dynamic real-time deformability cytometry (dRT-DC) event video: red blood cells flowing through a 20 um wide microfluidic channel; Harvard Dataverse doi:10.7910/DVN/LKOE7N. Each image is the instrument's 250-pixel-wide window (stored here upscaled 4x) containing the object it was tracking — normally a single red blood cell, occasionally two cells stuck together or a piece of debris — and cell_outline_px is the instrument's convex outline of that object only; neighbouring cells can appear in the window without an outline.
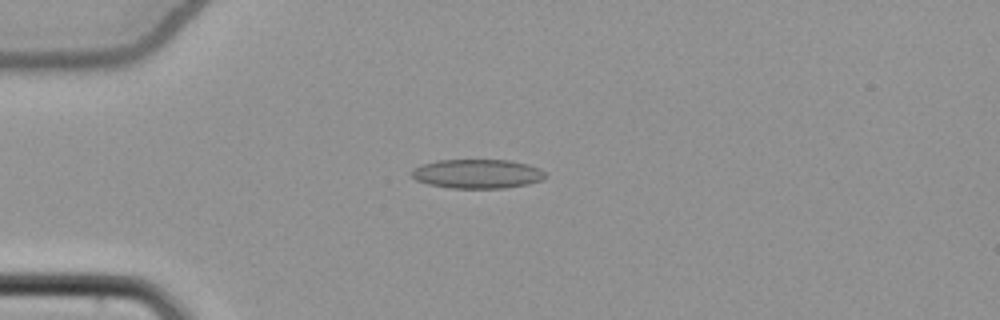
{"species": "common noctule bat (a hibernating species)", "species_latin": "Nyctalus noctula", "temperature_condition": "cold", "stored_images_in_passage": 54, "camera_frame_rate_fps": 3000, "um_per_image_px": 0.085, "animal": {"sex": "female", "body_mass_g": 22.7, "forearm_length_mm": 54.2}, "frame": {"image": 1, "passage_image": 15, "time_ms": 4.667, "image_size_px": [1000, 320], "cell_outline_px": [[548, 176], [544, 180], [528, 184], [504, 188], [452, 188], [428, 184], [416, 180], [412, 176], [412, 168], [436, 160], [512, 160], [528, 164], [540, 168]], "centroid_in_image_um": [40.62, 14.77], "position_along_channel_um": 44.4, "area_um2": 22.89}}
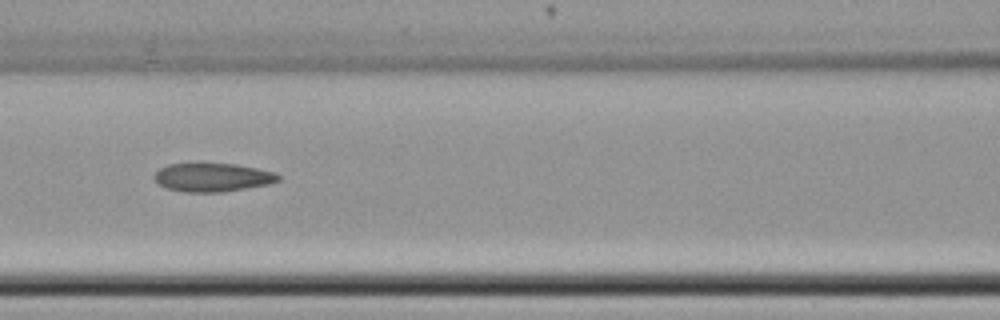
{"frame": {"image": 2, "passage_image": 25, "time_ms": 8.0, "image_size_px": [1000, 320], "cell_outline_px": [[280, 180], [268, 184], [224, 192], [184, 192], [168, 188], [160, 184], [152, 176], [160, 168], [168, 164], [196, 160], [236, 164], [276, 172], [280, 176]], "centroid_in_image_um": [18.04, 15.02], "position_along_channel_um": 148.6, "area_um2": 21.44}}
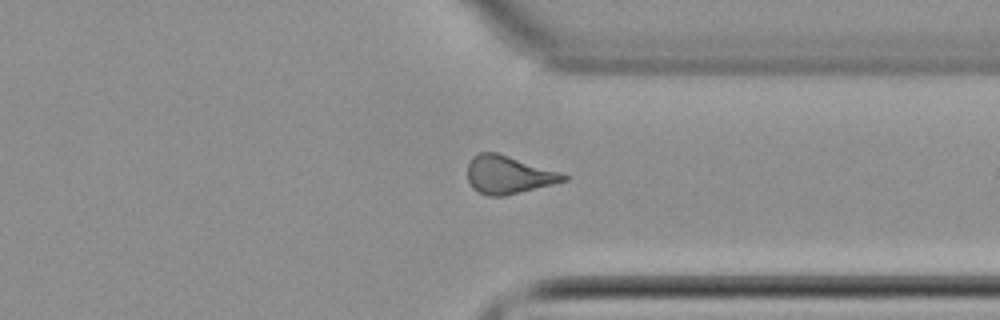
{"frame": {"image": 3, "passage_image": 42, "time_ms": 13.667, "image_size_px": [1000, 320], "cell_outline_px": [[568, 180], [504, 196], [488, 196], [472, 188], [468, 180], [468, 160], [472, 156], [480, 152], [496, 152], [564, 172], [568, 176]], "centroid_in_image_um": [43.23, 14.84], "position_along_channel_um": 368.2, "area_um2": 21.44}, "authors_computed_cell_mechanics": {"area_um2": 21.4438, "velocity_mm_per_s": 3.8836, "shape_relaxation_time_tau1_ms": 8.2057, "shape_relaxation_time_tau2_ms": 6.385, "deformation_change_tau1": 0.14, "deformation_change_tau2": 0.1398}}